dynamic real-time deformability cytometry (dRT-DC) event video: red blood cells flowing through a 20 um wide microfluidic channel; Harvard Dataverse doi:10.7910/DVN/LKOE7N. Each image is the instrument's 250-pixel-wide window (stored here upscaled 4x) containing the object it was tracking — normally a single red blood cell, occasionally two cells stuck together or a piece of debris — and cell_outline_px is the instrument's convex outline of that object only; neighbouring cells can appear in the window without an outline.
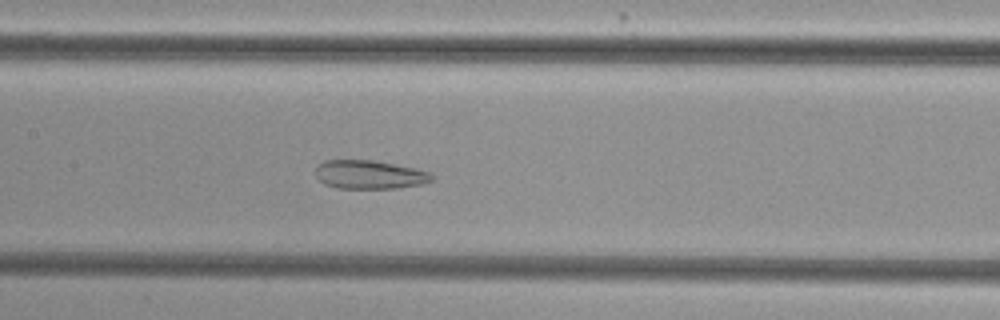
{"species": "common noctule bat (a hibernating species)", "species_latin": "Nyctalus noctula", "temperature_condition": "cold", "stored_images_in_passage": 42, "camera_frame_rate_fps": 3000, "um_per_image_px": 0.085, "animal": {"sex": "female", "body_mass_g": 29.2, "forearm_length_mm": 56.3}, "frame": {"image": 1, "passage_image": 15, "time_ms": 4.667, "image_size_px": [1000, 320], "cell_outline_px": [[432, 180], [424, 184], [396, 188], [340, 188], [324, 184], [316, 176], [316, 164], [324, 160], [372, 160], [416, 168], [428, 172], [432, 176]], "centroid_in_image_um": [31.38, 14.83], "position_along_channel_um": 176.0, "area_um2": 19.36}}
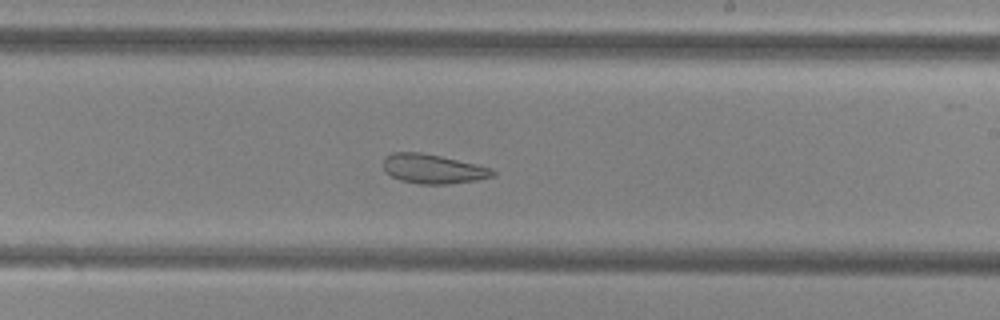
{"frame": {"image": 2, "passage_image": 21, "time_ms": 6.667, "image_size_px": [1000, 320], "cell_outline_px": [[496, 176], [476, 180], [448, 184], [416, 184], [400, 180], [384, 172], [384, 156], [392, 152], [420, 152], [440, 156], [476, 164], [492, 168], [496, 172]], "centroid_in_image_um": [36.8, 14.36], "position_along_channel_um": 252.2, "area_um2": 18.84}}
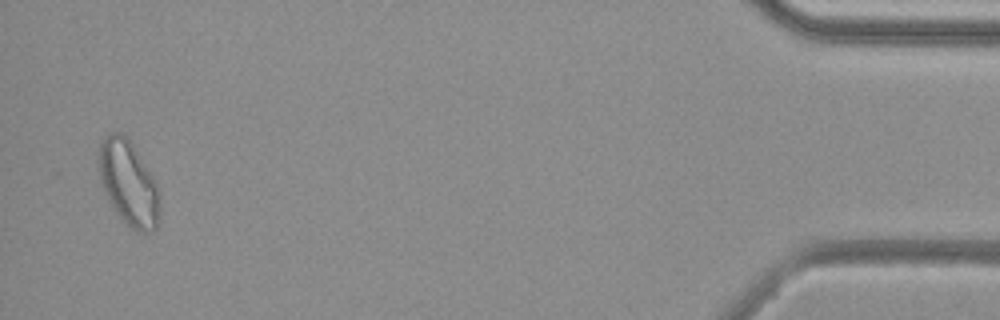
{"frame": {"image": 3, "passage_image": 41, "time_ms": 13.333, "image_size_px": [1000, 320], "cell_outline_px": [[160, 224], [152, 232], [136, 232], [128, 228], [116, 212], [108, 200], [104, 192], [100, 180], [96, 160], [100, 144], [104, 136], [112, 132], [120, 132], [128, 136], [156, 180], [160, 188]], "centroid_in_image_um": [10.94, 15.58], "position_along_channel_um": 424.3, "area_um2": 31.39}, "authors_computed_cell_mechanics": {"area_um2": 22.2241, "velocity_mm_per_s": 3.8191, "shape_relaxation_time_tau1_ms": null, "shape_relaxation_time_tau2_ms": 3.0112, "deformation_change_tau1": null, "deformation_change_tau2": 0.0844}}